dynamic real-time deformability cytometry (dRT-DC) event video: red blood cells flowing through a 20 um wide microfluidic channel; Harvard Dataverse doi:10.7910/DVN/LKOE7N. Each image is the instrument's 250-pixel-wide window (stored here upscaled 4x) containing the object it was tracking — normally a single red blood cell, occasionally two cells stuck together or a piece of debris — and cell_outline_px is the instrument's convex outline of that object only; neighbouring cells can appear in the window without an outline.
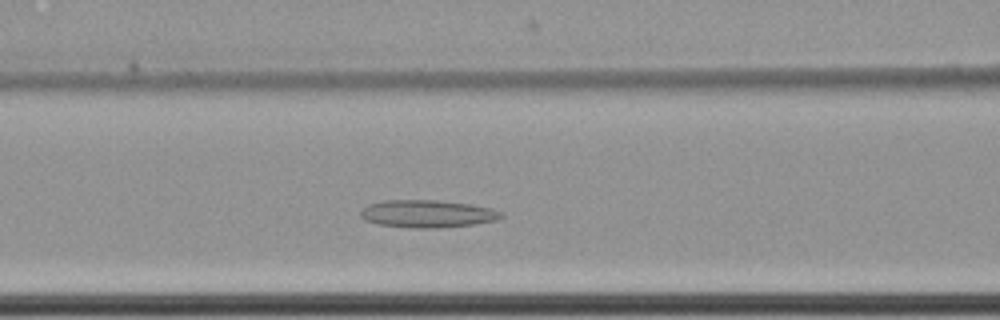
{"species": "common noctule bat (a hibernating species)", "species_latin": "Nyctalus noctula", "temperature_condition": "cold", "stored_images_in_passage": 51, "camera_frame_rate_fps": 3000, "um_per_image_px": 0.085, "animal": {"sex": "female", "body_mass_g": 22.7, "forearm_length_mm": 54.2}, "frame": {"image": 1, "passage_image": 17, "time_ms": 5.333, "image_size_px": [1000, 320], "cell_outline_px": [[504, 216], [496, 220], [472, 224], [436, 228], [412, 228], [380, 224], [364, 220], [360, 216], [360, 212], [368, 204], [384, 200], [436, 200], [468, 204], [492, 208], [500, 212]], "centroid_in_image_um": [36.3, 18.17], "position_along_channel_um": 130.3, "area_um2": 22.37}}
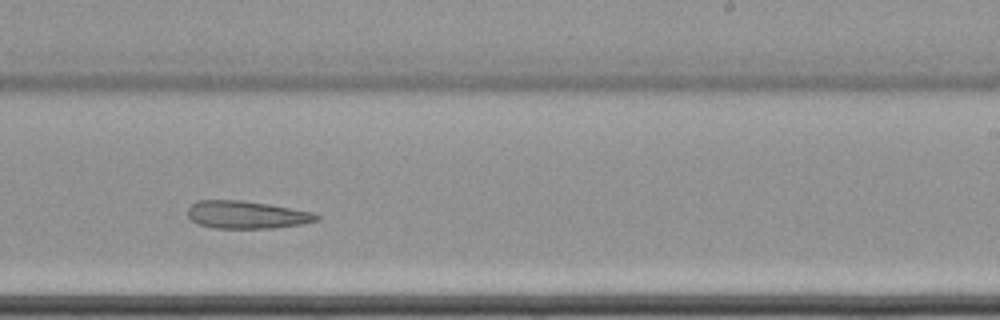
{"frame": {"image": 2, "passage_image": 29, "time_ms": 9.333, "image_size_px": [1000, 320], "cell_outline_px": [[320, 220], [304, 224], [272, 228], [212, 228], [200, 224], [192, 220], [188, 216], [188, 208], [192, 204], [200, 200], [244, 200], [268, 204], [312, 212], [320, 216]], "centroid_in_image_um": [20.99, 18.26], "position_along_channel_um": 268.0, "area_um2": 20.75}}
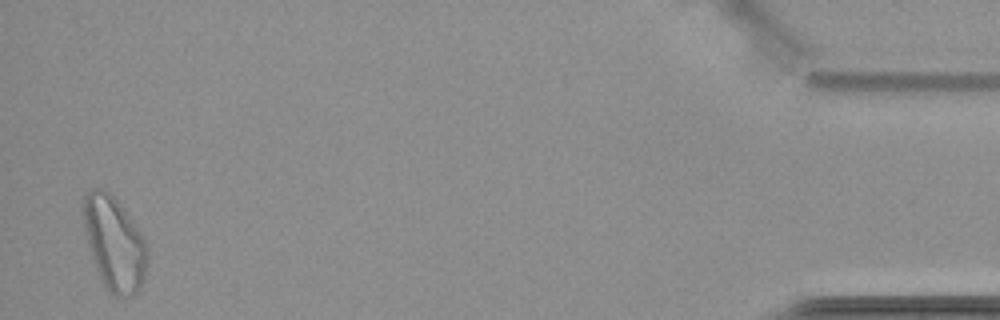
{"frame": {"image": 3, "passage_image": 50, "time_ms": 16.333, "image_size_px": [1000, 320], "cell_outline_px": [[148, 256], [144, 280], [140, 288], [132, 296], [116, 296], [108, 292], [96, 268], [84, 232], [80, 204], [84, 196], [92, 188], [104, 188], [116, 200], [140, 232], [148, 244]], "centroid_in_image_um": [9.69, 20.68], "position_along_channel_um": 425.5, "area_um2": 35.08}, "authors_computed_cell_mechanics": {"area_um2": 23.5824, "velocity_mm_per_s": 3.4478, "shape_relaxation_time_tau1_ms": 4.4489, "shape_relaxation_time_tau2_ms": null, "deformation_change_tau1": 0.086, "deformation_change_tau2": null}}